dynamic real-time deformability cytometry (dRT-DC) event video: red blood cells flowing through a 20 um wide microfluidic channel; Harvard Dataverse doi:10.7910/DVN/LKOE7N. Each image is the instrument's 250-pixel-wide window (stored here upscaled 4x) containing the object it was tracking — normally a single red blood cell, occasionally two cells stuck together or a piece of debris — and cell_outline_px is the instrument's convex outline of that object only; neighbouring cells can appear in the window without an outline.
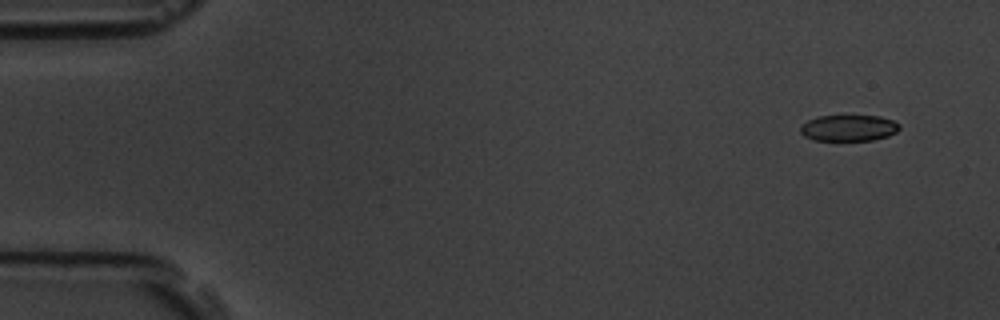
{"species": "common noctule bat (a hibernating species)", "species_latin": "Nyctalus noctula", "temperature_condition": "room temperature", "stored_images_in_passage": 6, "camera_frame_rate_fps": 3000, "um_per_image_px": 0.085, "animal": {"sex": "male", "body_mass_g": 19.5, "forearm_length_mm": 54.6}, "frame": {"image": 1, "passage_image": 1, "time_ms": 0.0, "image_size_px": [1000, 320], "cell_outline_px": [[900, 128], [896, 132], [888, 136], [872, 140], [816, 140], [804, 136], [800, 132], [800, 128], [808, 120], [820, 116], [880, 116], [892, 120], [900, 124]], "centroid_in_image_um": [72.16, 10.88], "position_along_channel_um": 12.8, "area_um2": 14.97}}
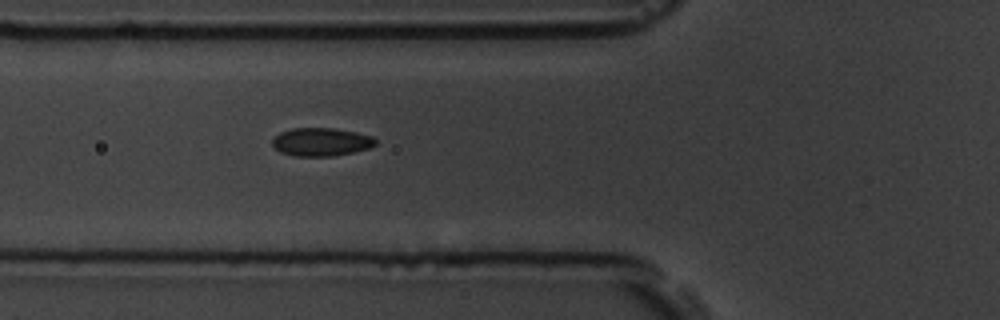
{"frame": {"image": 2, "passage_image": 6, "time_ms": 1.667, "image_size_px": [1000, 320], "cell_outline_px": [[376, 144], [368, 148], [352, 152], [332, 156], [292, 156], [280, 152], [272, 144], [272, 140], [280, 132], [292, 128], [336, 128], [356, 132], [372, 136], [376, 140]], "centroid_in_image_um": [27.28, 12.06], "position_along_channel_um": 98.5, "area_um2": 16.94}}